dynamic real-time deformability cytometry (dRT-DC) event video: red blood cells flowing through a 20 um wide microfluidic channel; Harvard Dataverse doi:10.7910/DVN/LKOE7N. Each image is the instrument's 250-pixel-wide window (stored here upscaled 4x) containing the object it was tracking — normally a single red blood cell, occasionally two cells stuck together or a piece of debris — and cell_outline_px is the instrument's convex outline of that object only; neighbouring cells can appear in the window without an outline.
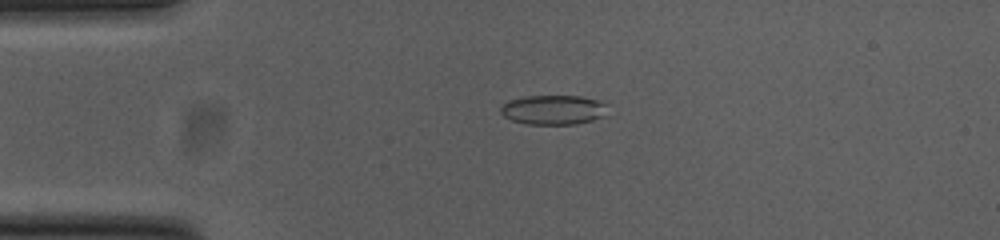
{"species": "common noctule bat (a hibernating species)", "species_latin": "Nyctalus noctula", "temperature_condition": "cold", "stored_images_in_passage": 45, "camera_frame_rate_fps": 3000, "um_per_image_px": 0.085, "animal": {"sex": "female", "body_mass_g": 23.0, "forearm_length_mm": 53.4}, "frame": {"image": 1, "passage_image": 4, "time_ms": 1.0, "image_size_px": [1000, 240], "cell_outline_px": [[608, 104], [600, 116], [592, 120], [576, 124], [528, 124], [512, 120], [504, 116], [500, 112], [500, 108], [508, 100], [524, 96], [580, 96], [596, 100]], "centroid_in_image_um": [46.98, 9.33], "position_along_channel_um": 38.0, "area_um2": 18.15}}
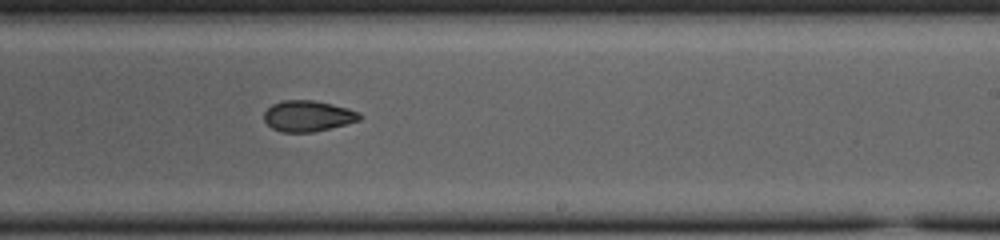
{"frame": {"image": 2, "passage_image": 24, "time_ms": 7.667, "image_size_px": [1000, 240], "cell_outline_px": [[364, 116], [360, 120], [312, 132], [280, 132], [272, 128], [264, 120], [264, 112], [272, 104], [280, 100], [312, 100], [332, 104], [348, 108], [360, 112]], "centroid_in_image_um": [26.17, 9.85], "position_along_channel_um": 262.8, "area_um2": 17.22}}
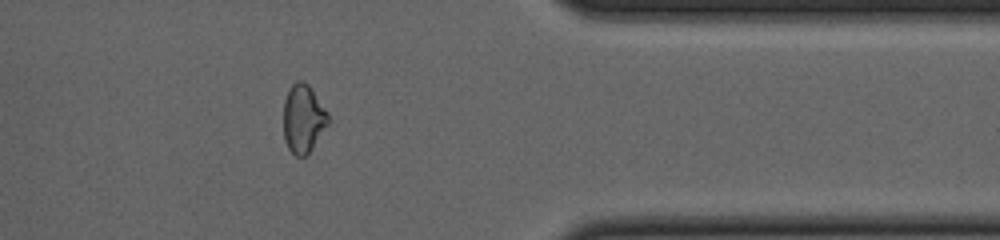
{"frame": {"image": 3, "passage_image": 35, "time_ms": 11.333, "image_size_px": [1000, 240], "cell_outline_px": [[332, 120], [312, 148], [304, 156], [296, 156], [288, 148], [284, 140], [284, 100], [292, 84], [296, 80], [304, 80], [312, 88], [328, 112]], "centroid_in_image_um": [25.81, 10.06], "position_along_channel_um": 385.6, "area_um2": 18.03}, "authors_computed_cell_mechanics": {"area_um2": 18.1492, "velocity_mm_per_s": 3.818, "shape_relaxation_time_tau1_ms": null, "shape_relaxation_time_tau2_ms": 5.7805, "deformation_change_tau1": null, "deformation_change_tau2": 0.1094}}